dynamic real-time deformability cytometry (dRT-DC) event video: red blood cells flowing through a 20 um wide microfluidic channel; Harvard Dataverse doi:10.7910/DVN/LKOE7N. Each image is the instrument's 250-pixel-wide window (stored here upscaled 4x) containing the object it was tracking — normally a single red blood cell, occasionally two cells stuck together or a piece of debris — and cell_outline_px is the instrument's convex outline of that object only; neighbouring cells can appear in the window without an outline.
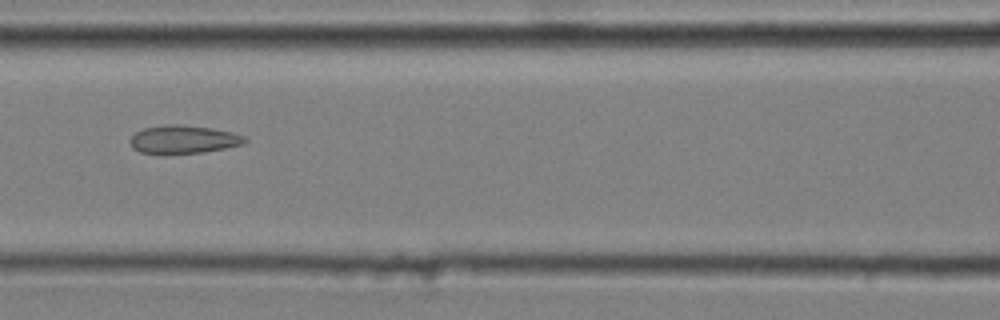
{"species": "common noctule bat (a hibernating species)", "species_latin": "Nyctalus noctula", "temperature_condition": "cold", "stored_images_in_passage": 8, "camera_frame_rate_fps": 3000, "um_per_image_px": 0.085, "animal": {"sex": "male", "body_mass_g": 20.4}, "frame": {"image": 1, "passage_image": 7, "time_ms": 2.0, "image_size_px": [1000, 320], "cell_outline_px": [[248, 140], [244, 144], [204, 152], [164, 156], [160, 156], [140, 152], [132, 148], [128, 140], [136, 132], [144, 128], [168, 124], [180, 124], [212, 128], [232, 132], [244, 136]], "centroid_in_image_um": [15.54, 11.88], "position_along_channel_um": 151.1, "area_um2": 19.48}}
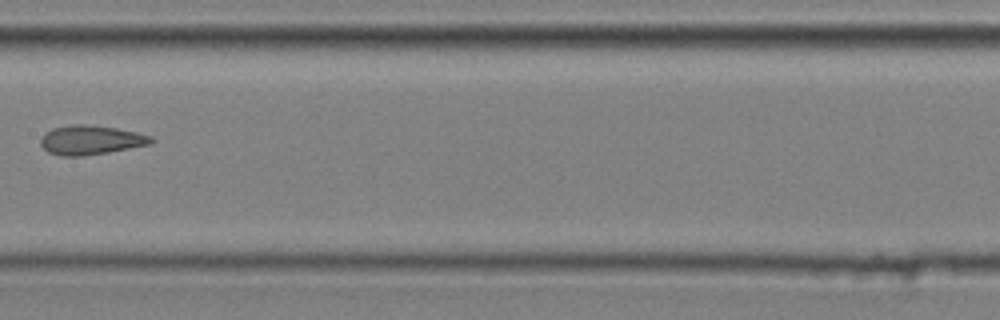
{"frame": {"image": 2, "passage_image": 8, "time_ms": 2.333, "image_size_px": [1000, 320], "cell_outline_px": [[156, 140], [148, 144], [108, 152], [84, 156], [60, 156], [48, 152], [40, 144], [40, 140], [52, 128], [72, 124], [88, 124], [116, 128], [136, 132], [152, 136]], "centroid_in_image_um": [7.71, 11.9], "position_along_channel_um": 199.7, "area_um2": 18.73}}